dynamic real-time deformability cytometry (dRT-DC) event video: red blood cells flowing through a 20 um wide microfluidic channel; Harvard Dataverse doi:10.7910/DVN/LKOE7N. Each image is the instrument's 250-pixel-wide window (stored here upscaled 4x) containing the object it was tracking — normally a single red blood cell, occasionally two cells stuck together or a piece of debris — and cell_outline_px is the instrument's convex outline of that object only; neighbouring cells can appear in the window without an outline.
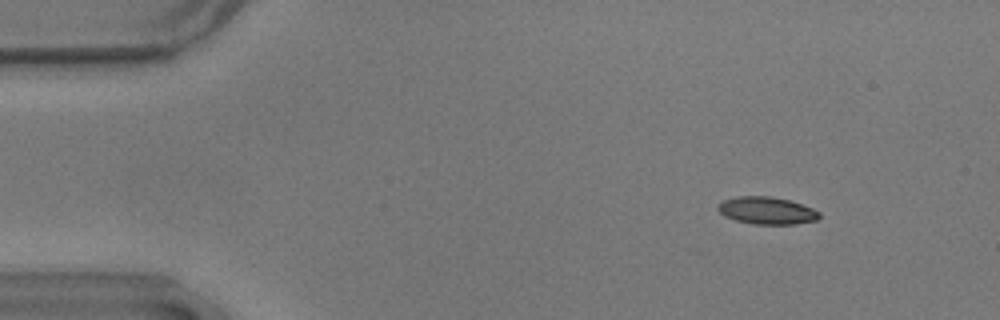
{"species": "common noctule bat (a hibernating species)", "species_latin": "Nyctalus noctula", "temperature_condition": "warm", "stored_images_in_passage": 17, "camera_frame_rate_fps": 3000, "um_per_image_px": 0.085, "animal": {"sex": "male", "body_mass_g": 17.9}, "frame": {"image": 1, "passage_image": 7, "time_ms": 2.0, "image_size_px": [1000, 320], "cell_outline_px": [[820, 216], [816, 220], [796, 224], [752, 224], [736, 220], [724, 216], [716, 208], [724, 200], [736, 196], [772, 196], [788, 200], [812, 208], [820, 212]], "centroid_in_image_um": [65.17, 17.9], "position_along_channel_um": 19.8, "area_um2": 16.07}}